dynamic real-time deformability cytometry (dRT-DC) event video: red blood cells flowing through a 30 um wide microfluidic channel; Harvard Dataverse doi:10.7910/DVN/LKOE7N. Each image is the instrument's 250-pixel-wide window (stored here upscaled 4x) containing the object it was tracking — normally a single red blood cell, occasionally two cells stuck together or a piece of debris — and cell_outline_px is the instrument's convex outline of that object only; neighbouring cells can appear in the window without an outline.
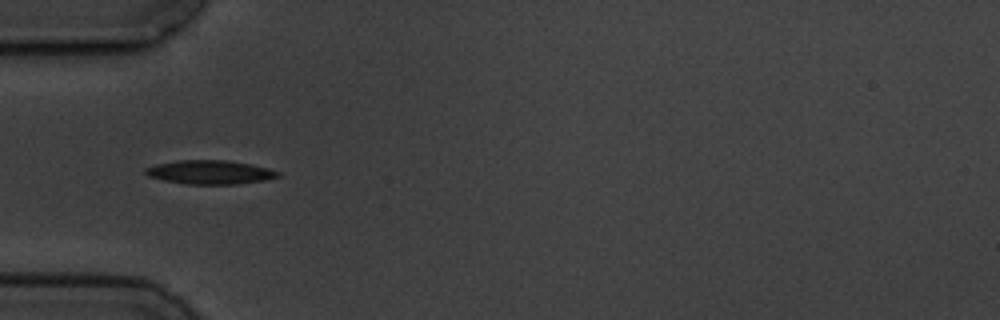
{"species": "common noctule bat (a hibernating species)", "species_latin": "Nyctalus noctula", "temperature_condition": "cold", "stored_images_in_passage": 13, "camera_frame_rate_fps": 3000, "um_per_image_px": 0.085, "animal": {"sex": "male", "body_mass_g": 19.5, "forearm_length_mm": 54.6}, "frame": {"image": 1, "passage_image": 3, "time_ms": 4.0, "image_size_px": [1000, 320], "cell_outline_px": [[280, 176], [264, 180], [236, 184], [188, 184], [164, 180], [148, 176], [144, 172], [144, 168], [156, 164], [176, 160], [228, 160], [252, 164], [268, 168], [280, 172]], "centroid_in_image_um": [17.84, 14.63], "position_along_channel_um": 67.2, "area_um2": 18.44}}
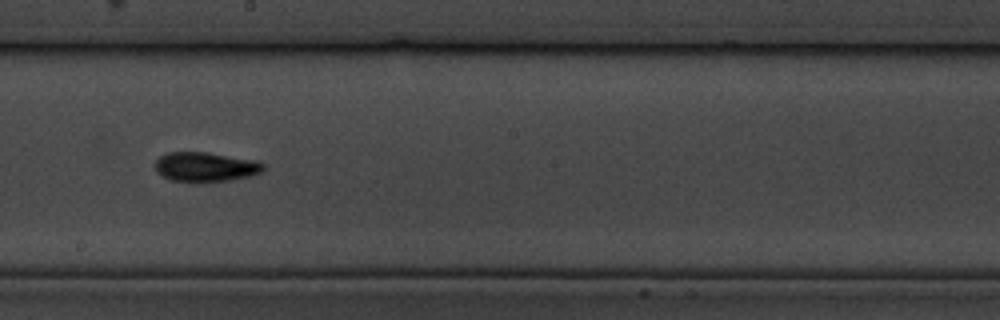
{"frame": {"image": 2, "passage_image": 7, "time_ms": 8.667, "image_size_px": [1000, 320], "cell_outline_px": [[264, 168], [260, 172], [248, 176], [232, 180], [172, 180], [156, 172], [152, 164], [160, 156], [168, 152], [208, 152], [260, 160], [264, 164]], "centroid_in_image_um": [17.47, 14.14], "position_along_channel_um": 230.7, "area_um2": 18.44}}
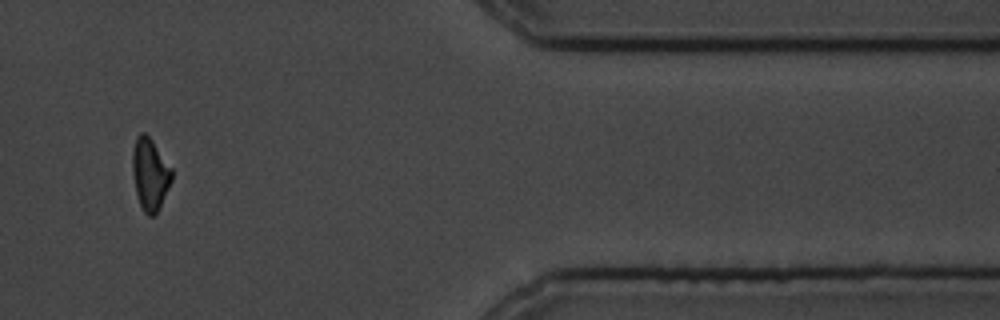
{"frame": {"image": 3, "passage_image": 12, "time_ms": 14.333, "image_size_px": [1000, 320], "cell_outline_px": [[172, 180], [156, 216], [148, 216], [144, 212], [140, 204], [136, 192], [132, 172], [132, 152], [136, 136], [140, 132], [144, 132], [152, 140], [172, 168]], "centroid_in_image_um": [12.75, 14.8], "position_along_channel_um": 398.6, "area_um2": 16.59}, "authors_computed_cell_mechanics": {"area_um2": 17.629, "velocity_mm_per_s": 3.5238, "shape_relaxation_time_tau1_ms": 4.2936, "shape_relaxation_time_tau2_ms": null, "deformation_change_tau1": 0.1446, "deformation_change_tau2": null}}